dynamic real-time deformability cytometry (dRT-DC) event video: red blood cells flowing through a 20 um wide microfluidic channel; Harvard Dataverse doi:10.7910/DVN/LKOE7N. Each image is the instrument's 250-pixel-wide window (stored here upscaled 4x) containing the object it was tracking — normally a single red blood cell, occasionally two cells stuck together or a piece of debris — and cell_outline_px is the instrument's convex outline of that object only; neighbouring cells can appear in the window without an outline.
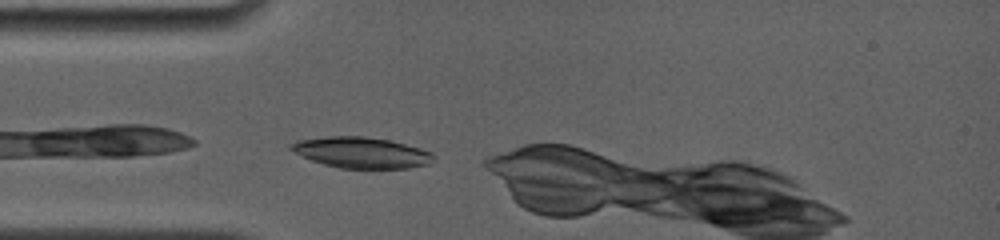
{"species": "common noctule bat (a hibernating species)", "species_latin": "Nyctalus noctula", "temperature_condition": "room temperature", "stored_images_in_passage": 7, "camera_frame_rate_fps": 4000, "um_per_image_px": 0.085, "animal": {"sex": "female", "body_mass_g": 19.0, "forearm_length_mm": 56.7}, "frame": {"image": 1, "passage_image": 1, "time_ms": 0.0, "image_size_px": [1000, 240], "cell_outline_px": [[436, 156], [424, 164], [408, 168], [340, 168], [324, 164], [312, 160], [288, 148], [288, 144], [300, 140], [328, 136], [364, 136], [388, 140], [420, 148], [432, 152]], "centroid_in_image_um": [30.69, 12.96], "position_along_channel_um": 54.3, "area_um2": 25.26}}
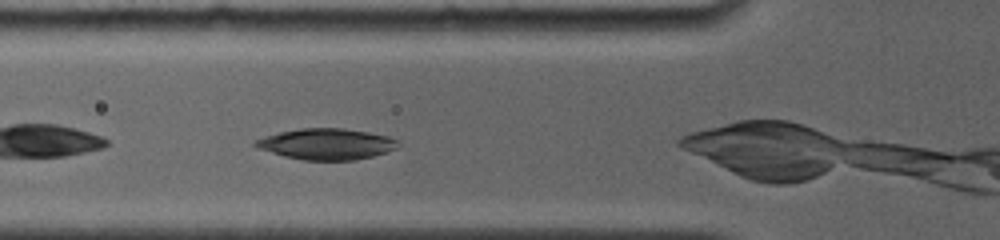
{"frame": {"image": 2, "passage_image": 4, "time_ms": 1.25, "image_size_px": [1000, 240], "cell_outline_px": [[396, 148], [372, 156], [352, 160], [304, 160], [284, 156], [256, 148], [252, 144], [256, 140], [264, 136], [280, 132], [300, 128], [344, 128], [368, 132], [388, 136], [396, 140]], "centroid_in_image_um": [27.69, 12.24], "position_along_channel_um": 98.1, "area_um2": 25.55}}